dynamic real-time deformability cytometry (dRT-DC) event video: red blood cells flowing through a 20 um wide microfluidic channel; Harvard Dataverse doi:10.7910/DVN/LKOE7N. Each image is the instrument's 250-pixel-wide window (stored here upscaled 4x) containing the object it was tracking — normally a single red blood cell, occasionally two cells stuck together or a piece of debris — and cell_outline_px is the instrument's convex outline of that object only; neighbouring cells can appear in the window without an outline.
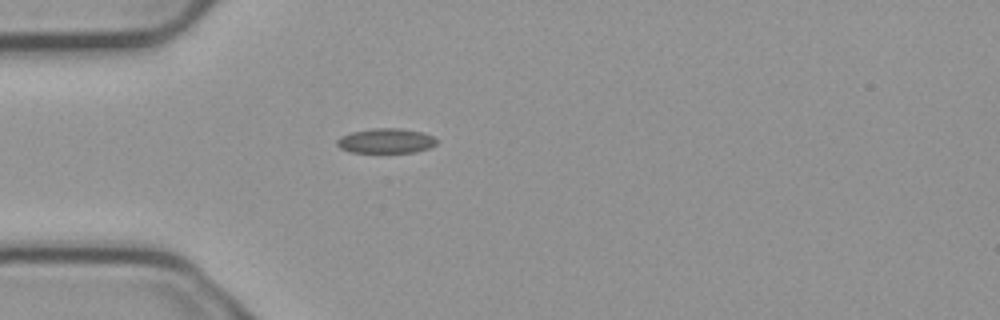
{"species": "common noctule bat (a hibernating species)", "species_latin": "Nyctalus noctula", "temperature_condition": "cold", "stored_images_in_passage": 1, "camera_frame_rate_fps": 3000, "um_per_image_px": 0.085, "animal": {"sex": "male", "body_mass_g": 23.1, "forearm_length_mm": 52.7}, "frame": {"image": 1, "passage_image": 1, "time_ms": 0.0, "image_size_px": [1000, 320], "cell_outline_px": [[436, 144], [428, 148], [416, 152], [352, 152], [340, 148], [336, 144], [336, 140], [340, 136], [352, 132], [372, 128], [400, 128], [424, 132], [432, 136], [436, 140]], "centroid_in_image_um": [32.79, 11.96], "position_along_channel_um": 52.2, "area_um2": 14.39}}